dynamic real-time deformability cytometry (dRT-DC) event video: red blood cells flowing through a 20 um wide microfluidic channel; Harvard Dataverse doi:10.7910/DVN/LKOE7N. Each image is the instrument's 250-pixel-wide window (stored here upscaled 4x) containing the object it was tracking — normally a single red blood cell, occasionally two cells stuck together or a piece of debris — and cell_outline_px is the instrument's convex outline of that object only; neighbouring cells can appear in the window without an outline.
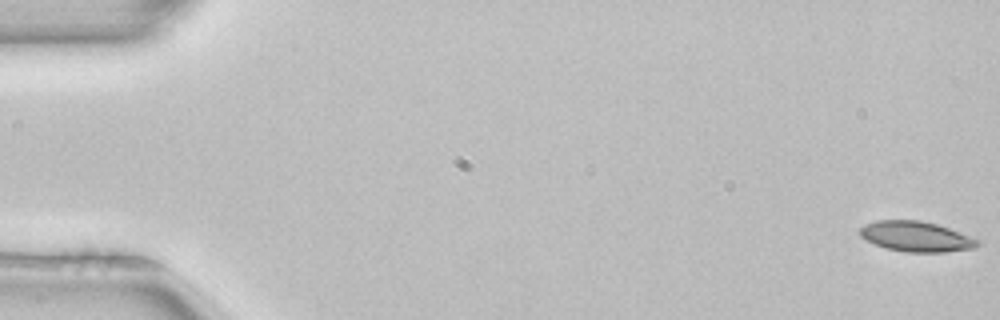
{"species": "common noctule bat (a hibernating species)", "species_latin": "Nyctalus noctula", "temperature_condition": "room temperature", "stored_images_in_passage": 4, "camera_frame_rate_fps": 3000, "um_per_image_px": 0.085, "animal": {"sex": "female", "body_mass_g": 22.7, "forearm_length_mm": 54.2}, "frame": {"image": 1, "passage_image": 1, "time_ms": 0.0, "image_size_px": [1000, 320], "cell_outline_px": [[980, 244], [972, 248], [944, 252], [904, 252], [888, 248], [864, 240], [860, 236], [860, 228], [864, 224], [876, 220], [920, 220], [936, 224], [948, 228], [980, 240]], "centroid_in_image_um": [77.84, 20.1], "position_along_channel_um": 7.2, "area_um2": 20.63}}
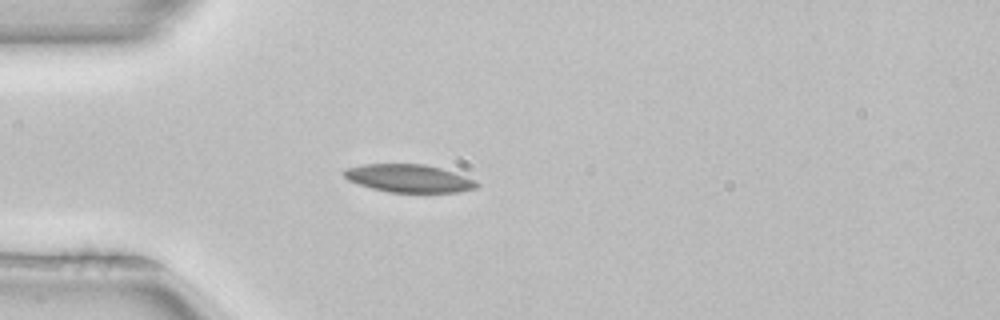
{"frame": {"image": 2, "passage_image": 4, "time_ms": 1.0, "image_size_px": [1000, 320], "cell_outline_px": [[480, 184], [476, 188], [456, 192], [388, 192], [372, 188], [348, 180], [340, 172], [344, 168], [360, 164], [424, 164], [440, 168], [476, 180]], "centroid_in_image_um": [34.7, 15.15], "position_along_channel_um": 50.3, "area_um2": 21.56}}